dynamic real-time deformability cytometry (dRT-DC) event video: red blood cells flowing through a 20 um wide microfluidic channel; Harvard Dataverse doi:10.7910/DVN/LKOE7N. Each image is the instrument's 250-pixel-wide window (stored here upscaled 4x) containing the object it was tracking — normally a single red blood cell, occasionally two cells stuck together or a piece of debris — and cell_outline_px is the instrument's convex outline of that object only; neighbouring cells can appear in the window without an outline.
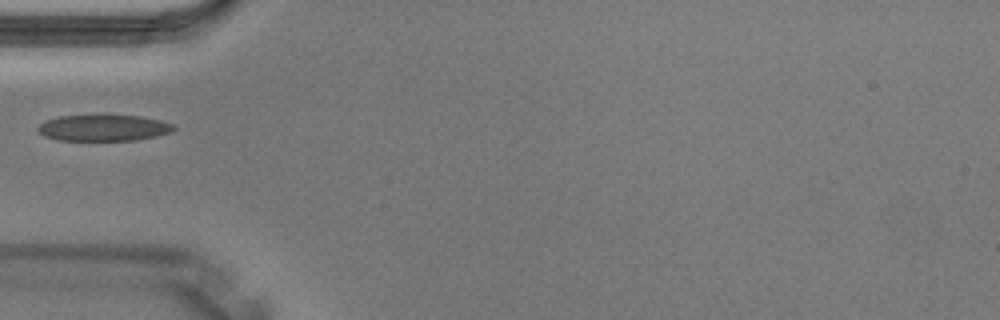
{"species": "Egyptian fruit bat (a non-hibernating species)", "species_latin": "Rousettus aegyptiacus", "temperature_condition": "warm", "stored_images_in_passage": 2, "camera_frame_rate_fps": 3000, "um_per_image_px": 0.085, "animal": {"sex": "male"}, "frame": {"image": 1, "passage_image": 2, "time_ms": 0.333, "image_size_px": [1000, 320], "cell_outline_px": [[176, 128], [172, 132], [156, 136], [136, 140], [60, 140], [44, 136], [36, 128], [44, 120], [60, 116], [140, 116], [160, 120], [172, 124]], "centroid_in_image_um": [8.8, 10.87], "position_along_channel_um": 76.2, "area_um2": 20.52}}